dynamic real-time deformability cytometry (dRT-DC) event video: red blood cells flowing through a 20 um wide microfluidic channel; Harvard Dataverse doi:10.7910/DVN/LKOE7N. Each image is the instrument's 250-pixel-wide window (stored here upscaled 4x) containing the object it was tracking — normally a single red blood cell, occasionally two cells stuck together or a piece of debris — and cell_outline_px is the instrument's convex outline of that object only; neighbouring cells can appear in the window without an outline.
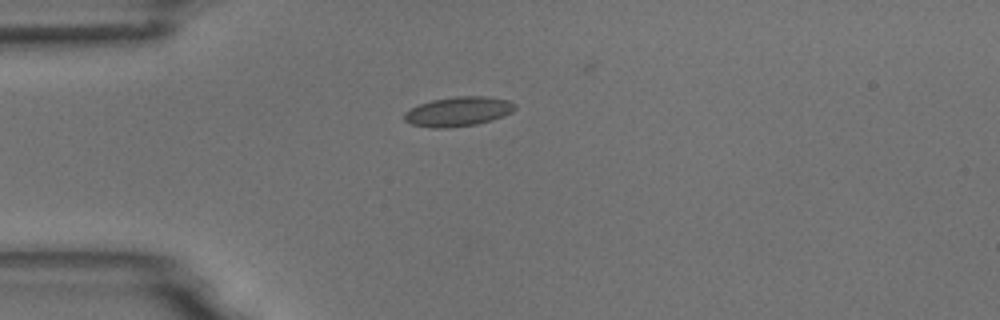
{"species": "common noctule bat (a hibernating species)", "species_latin": "Nyctalus noctula", "temperature_condition": "room temperature", "stored_images_in_passage": 3, "camera_frame_rate_fps": 3000, "um_per_image_px": 0.085, "animal": {"sex": "male", "body_mass_g": 18.8}, "frame": {"image": 1, "passage_image": 1, "time_ms": 0.0, "image_size_px": [1000, 320], "cell_outline_px": [[516, 108], [512, 112], [492, 120], [476, 124], [448, 128], [432, 128], [412, 124], [404, 120], [404, 112], [420, 104], [432, 100], [456, 96], [488, 96], [508, 100], [516, 104]], "centroid_in_image_um": [38.97, 9.47], "position_along_channel_um": 46.0, "area_um2": 19.02}}
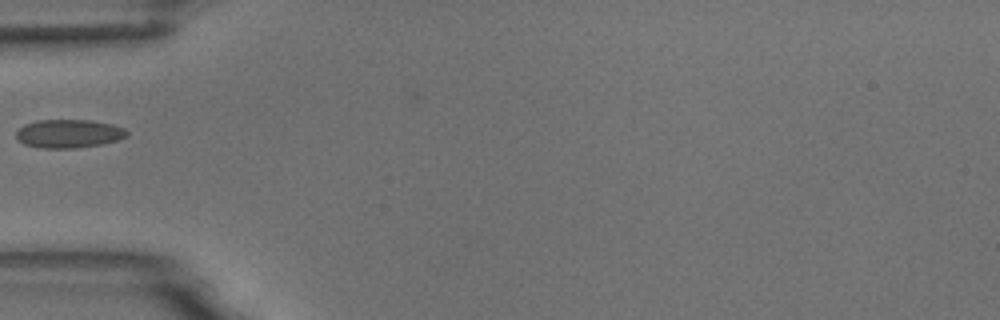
{"frame": {"image": 2, "passage_image": 2, "time_ms": 1.333, "image_size_px": [1000, 320], "cell_outline_px": [[128, 136], [120, 140], [100, 144], [72, 148], [40, 148], [24, 144], [16, 136], [16, 132], [24, 124], [36, 120], [92, 120], [112, 124], [124, 128], [128, 132]], "centroid_in_image_um": [5.87, 11.35], "position_along_channel_um": 79.1, "area_um2": 18.38}}